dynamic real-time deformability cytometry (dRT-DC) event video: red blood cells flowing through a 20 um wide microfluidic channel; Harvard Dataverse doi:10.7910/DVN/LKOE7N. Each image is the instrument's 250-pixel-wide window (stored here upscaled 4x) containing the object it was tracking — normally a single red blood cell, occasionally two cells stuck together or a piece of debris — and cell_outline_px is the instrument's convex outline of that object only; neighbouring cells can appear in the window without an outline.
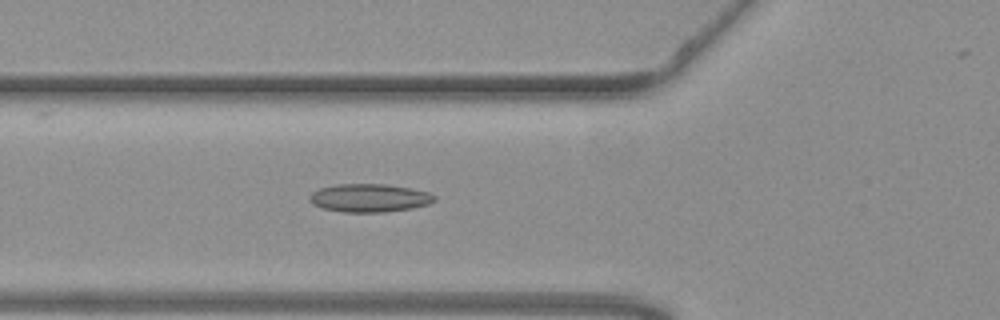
{"species": "common noctule bat (a hibernating species)", "species_latin": "Nyctalus noctula", "temperature_condition": "warm", "stored_images_in_passage": 54, "camera_frame_rate_fps": 3000, "um_per_image_px": 0.085, "animal": {"sex": "female", "body_mass_g": 19.3, "forearm_length_mm": 54.1}, "frame": {"image": 1, "passage_image": 20, "time_ms": 6.333, "image_size_px": [1000, 320], "cell_outline_px": [[436, 200], [428, 204], [412, 208], [384, 212], [344, 212], [324, 208], [312, 204], [308, 200], [308, 196], [312, 192], [320, 188], [336, 184], [384, 184], [408, 188], [428, 192], [436, 196]], "centroid_in_image_um": [31.37, 16.82], "position_along_channel_um": 94.4, "area_um2": 20.46}}
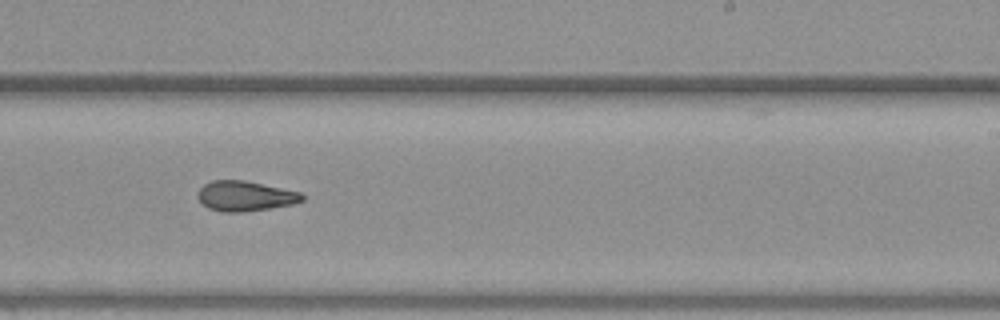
{"frame": {"image": 2, "passage_image": 34, "time_ms": 11.0, "image_size_px": [1000, 320], "cell_outline_px": [[304, 200], [292, 204], [244, 212], [220, 212], [208, 208], [196, 196], [200, 188], [204, 184], [212, 180], [244, 180], [300, 192], [304, 196]], "centroid_in_image_um": [20.81, 16.66], "position_along_channel_um": 268.2, "area_um2": 18.21}}
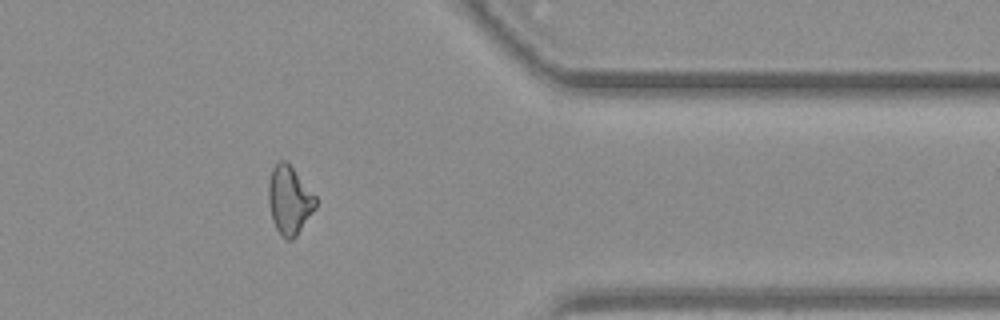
{"frame": {"image": 3, "passage_image": 45, "time_ms": 14.667, "image_size_px": [1000, 320], "cell_outline_px": [[316, 208], [296, 236], [292, 240], [288, 240], [276, 228], [272, 220], [268, 200], [268, 184], [272, 168], [280, 160], [284, 160], [292, 168], [316, 196]], "centroid_in_image_um": [24.59, 17.02], "position_along_channel_um": 386.8, "area_um2": 18.5}, "authors_computed_cell_mechanics": {"area_um2": 19.0162, "velocity_mm_per_s": 3.7227, "shape_relaxation_time_tau1_ms": null, "shape_relaxation_time_tau2_ms": 3.0405, "deformation_change_tau1": null, "deformation_change_tau2": 0.095}}